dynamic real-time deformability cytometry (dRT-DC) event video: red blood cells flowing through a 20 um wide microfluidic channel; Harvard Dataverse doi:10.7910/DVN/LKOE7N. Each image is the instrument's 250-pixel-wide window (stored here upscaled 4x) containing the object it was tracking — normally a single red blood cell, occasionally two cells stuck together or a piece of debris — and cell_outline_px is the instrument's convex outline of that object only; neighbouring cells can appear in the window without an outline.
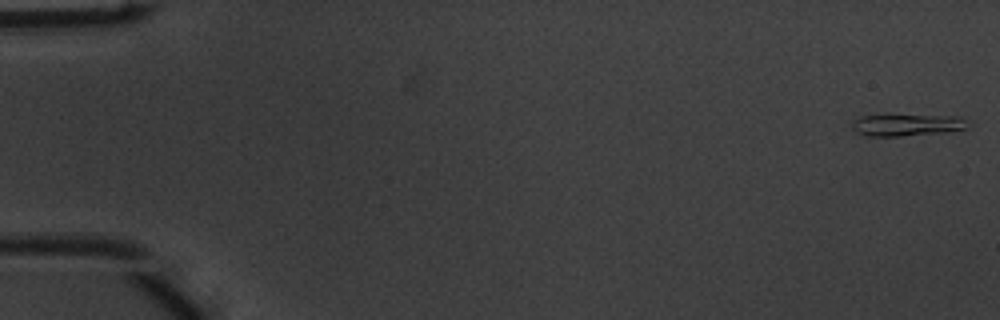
{"species": "common noctule bat (a hibernating species)", "species_latin": "Nyctalus noctula", "temperature_condition": "warm", "stored_images_in_passage": 46, "camera_frame_rate_fps": 3000, "um_per_image_px": 0.085, "animal": {"sex": "male", "body_mass_g": 20.1, "forearm_length_mm": 53.5}, "frame": {"image": 1, "passage_image": 1, "time_ms": 0.0, "image_size_px": [1000, 320], "cell_outline_px": [[972, 124], [968, 128], [944, 132], [900, 136], [864, 136], [856, 132], [852, 128], [852, 120], [860, 116], [960, 116]], "centroid_in_image_um": [77.1, 10.64], "position_along_channel_um": 7.9, "area_um2": 14.62}}
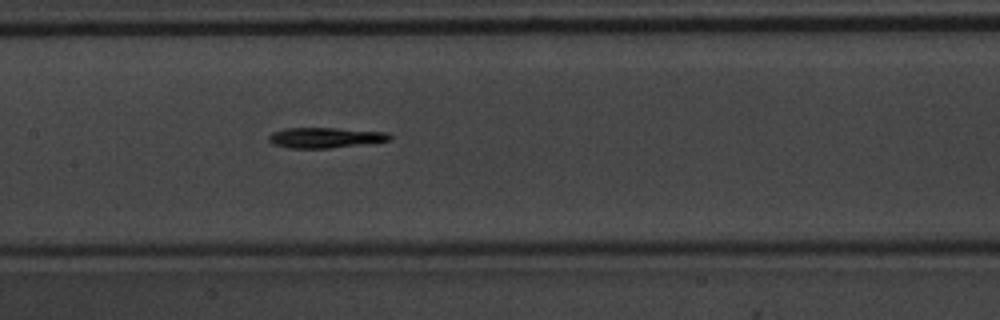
{"frame": {"image": 2, "passage_image": 25, "time_ms": 8.0, "image_size_px": [1000, 320], "cell_outline_px": [[392, 140], [328, 148], [288, 148], [272, 144], [268, 140], [268, 136], [272, 132], [284, 128], [336, 128], [388, 132], [392, 136]], "centroid_in_image_um": [27.61, 11.69], "position_along_channel_um": 179.8, "area_um2": 14.39}}
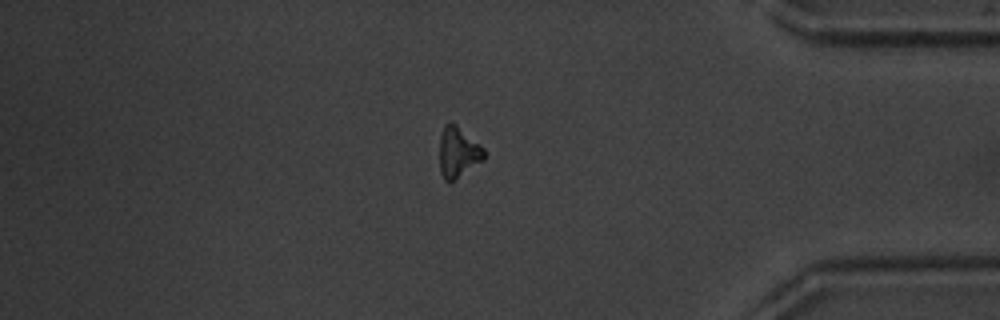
{"frame": {"image": 3, "passage_image": 43, "time_ms": 14.0, "image_size_px": [1000, 320], "cell_outline_px": [[484, 160], [448, 184], [444, 180], [440, 172], [440, 136], [444, 124], [448, 120], [452, 120], [480, 144], [484, 148]], "centroid_in_image_um": [38.92, 12.91], "position_along_channel_um": 396.3, "area_um2": 13.41}, "authors_computed_cell_mechanics": {"area_um2": 13.9009, "velocity_mm_per_s": 4.0598, "shape_relaxation_time_tau1_ms": 2.067, "shape_relaxation_time_tau2_ms": null, "deformation_change_tau1": 0.1189, "deformation_change_tau2": null}}